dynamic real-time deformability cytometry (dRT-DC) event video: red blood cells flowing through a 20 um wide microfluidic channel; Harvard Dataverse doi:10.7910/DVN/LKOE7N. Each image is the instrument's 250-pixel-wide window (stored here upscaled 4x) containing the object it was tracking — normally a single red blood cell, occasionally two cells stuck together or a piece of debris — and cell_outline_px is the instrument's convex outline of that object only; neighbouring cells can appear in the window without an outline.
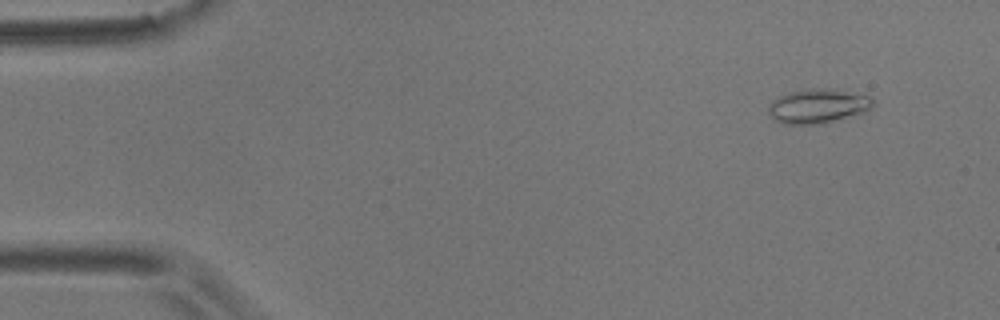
{"species": "common noctule bat (a hibernating species)", "species_latin": "Nyctalus noctula", "temperature_condition": "room temperature", "stored_images_in_passage": 5, "camera_frame_rate_fps": 3000, "um_per_image_px": 0.085, "animal": {"sex": "male", "body_mass_g": 17.9}, "frame": {"image": 1, "passage_image": 2, "time_ms": 0.333, "image_size_px": [1000, 320], "cell_outline_px": [[876, 104], [872, 108], [864, 112], [824, 124], [780, 124], [768, 116], [768, 104], [772, 100], [788, 92], [812, 88], [832, 88], [872, 96], [876, 100]], "centroid_in_image_um": [69.54, 9.01], "position_along_channel_um": 15.5, "area_um2": 21.56}}